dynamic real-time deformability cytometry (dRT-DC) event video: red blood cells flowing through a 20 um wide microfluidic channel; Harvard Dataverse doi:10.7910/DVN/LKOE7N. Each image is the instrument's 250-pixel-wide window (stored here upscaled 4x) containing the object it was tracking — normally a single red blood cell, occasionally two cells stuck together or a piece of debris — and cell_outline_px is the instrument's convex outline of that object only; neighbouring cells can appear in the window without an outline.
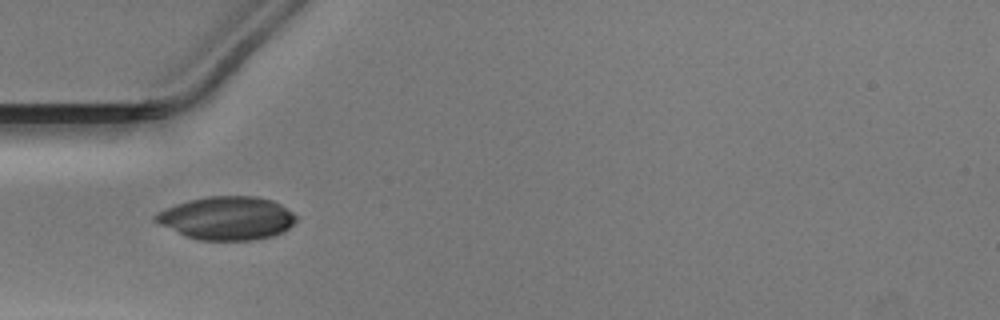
{"species": "Egyptian fruit bat (a non-hibernating species)", "species_latin": "Rousettus aegyptiacus", "temperature_condition": "warm", "stored_images_in_passage": 23, "camera_frame_rate_fps": 3000, "um_per_image_px": 0.085, "animal": {"sex": "male"}, "frame": {"image": 1, "passage_image": 1, "time_ms": 0.0, "image_size_px": [1000, 320], "cell_outline_px": [[300, 216], [288, 228], [272, 236], [252, 240], [200, 240], [184, 236], [156, 224], [152, 220], [152, 216], [156, 212], [176, 204], [188, 200], [208, 196], [256, 196], [272, 200], [280, 204]], "centroid_in_image_um": [19.24, 18.54], "position_along_channel_um": 65.8, "area_um2": 35.84}}
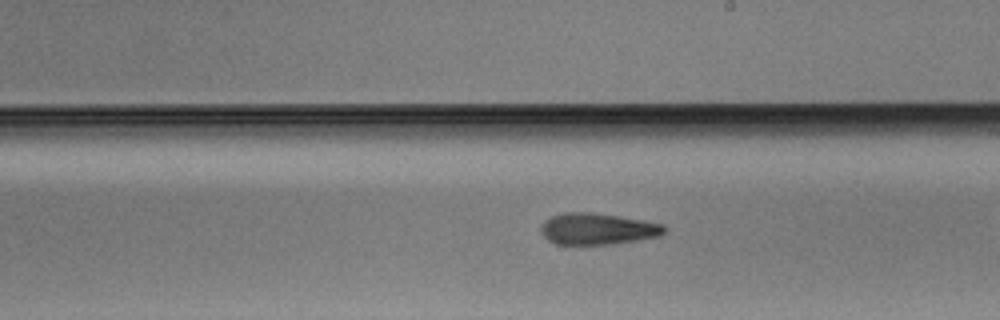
{"frame": {"image": 2, "passage_image": 11, "time_ms": 3.333, "image_size_px": [1000, 320], "cell_outline_px": [[664, 232], [660, 236], [636, 240], [608, 244], [556, 244], [548, 240], [540, 232], [540, 228], [544, 220], [552, 216], [564, 212], [592, 212], [620, 216], [644, 220], [664, 224]], "centroid_in_image_um": [50.76, 19.44], "position_along_channel_um": 238.2, "area_um2": 22.6}}
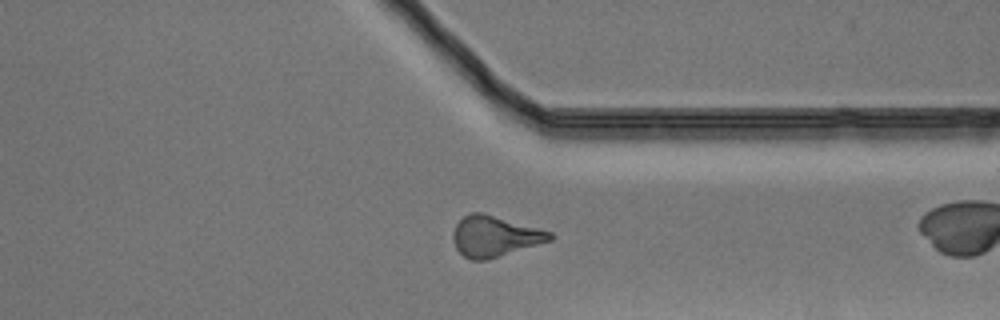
{"frame": {"image": 3, "passage_image": 21, "time_ms": 6.667, "image_size_px": [1000, 320], "cell_outline_px": [[552, 240], [488, 260], [472, 260], [464, 256], [456, 248], [452, 240], [452, 232], [456, 224], [468, 212], [484, 212], [540, 228], [552, 232]], "centroid_in_image_um": [42.03, 20.07], "position_along_channel_um": 369.4, "area_um2": 23.24}}